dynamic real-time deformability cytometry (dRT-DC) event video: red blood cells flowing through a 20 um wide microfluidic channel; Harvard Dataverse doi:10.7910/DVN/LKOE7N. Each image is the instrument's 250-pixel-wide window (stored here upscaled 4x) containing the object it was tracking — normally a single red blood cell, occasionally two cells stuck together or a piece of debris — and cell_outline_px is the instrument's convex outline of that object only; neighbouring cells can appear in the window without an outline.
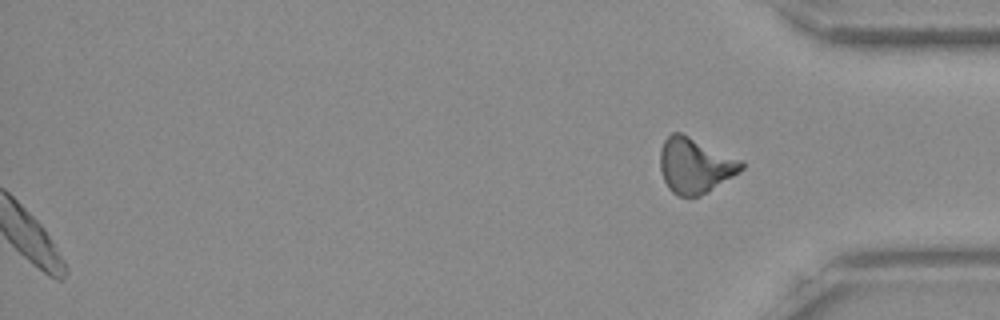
{"species": "Egyptian fruit bat (a non-hibernating species)", "species_latin": "Rousettus aegyptiacus", "temperature_condition": "room temperature", "stored_images_in_passage": 49, "segment_of_instrument_passage": [2, 2], "camera_frame_rate_fps": 3000, "um_per_image_px": 0.085, "frame": {"image": 1, "passage_image": 49, "time_ms": 16.0, "image_size_px": [1000, 320], "cell_outline_px": [[744, 168], [740, 172], [708, 192], [700, 196], [680, 196], [672, 192], [668, 188], [664, 180], [660, 168], [660, 148], [664, 140], [672, 132], [680, 132], [744, 160]], "centroid_in_image_um": [59.09, 14.06], "position_along_channel_um": 376.1, "area_um2": 26.41}}